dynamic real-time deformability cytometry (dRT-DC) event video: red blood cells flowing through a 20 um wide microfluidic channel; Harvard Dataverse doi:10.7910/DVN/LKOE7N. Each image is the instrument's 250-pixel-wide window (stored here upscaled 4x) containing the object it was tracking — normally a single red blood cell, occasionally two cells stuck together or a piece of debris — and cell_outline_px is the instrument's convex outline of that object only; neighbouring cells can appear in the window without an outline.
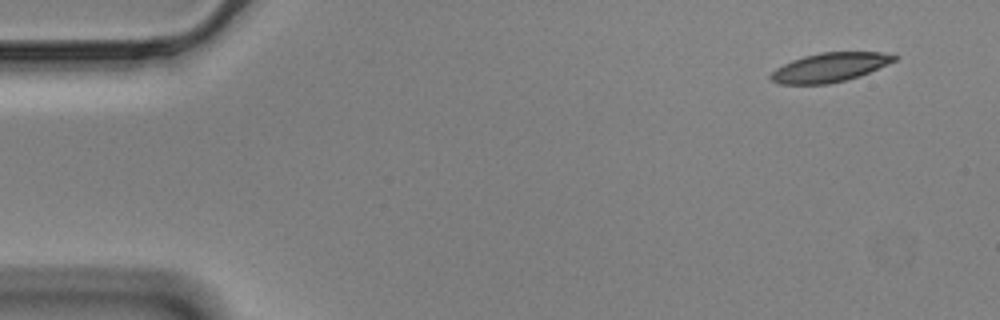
{"species": "Egyptian fruit bat (a non-hibernating species)", "species_latin": "Rousettus aegyptiacus", "temperature_condition": "cold", "stored_images_in_passage": 17, "camera_frame_rate_fps": 3000, "um_per_image_px": 0.085, "animal": {"sex": "male"}, "frame": {"image": 1, "passage_image": 1, "time_ms": 0.0, "image_size_px": [1000, 320], "cell_outline_px": [[896, 60], [868, 72], [844, 80], [828, 84], [780, 84], [772, 80], [768, 76], [776, 68], [792, 60], [804, 56], [820, 52], [880, 52], [896, 56]], "centroid_in_image_um": [70.47, 5.72], "position_along_channel_um": 14.5, "area_um2": 20.52}}
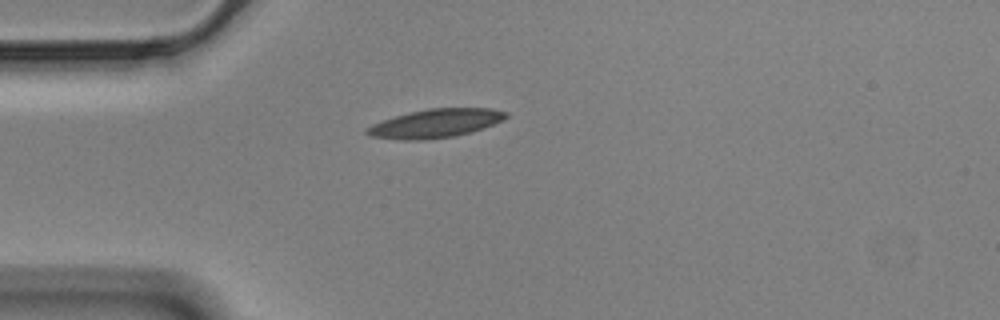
{"frame": {"image": 2, "passage_image": 12, "time_ms": 3.667, "image_size_px": [1000, 320], "cell_outline_px": [[508, 116], [504, 120], [468, 132], [452, 136], [424, 140], [400, 140], [372, 136], [364, 132], [364, 128], [372, 124], [408, 112], [428, 108], [492, 108], [508, 112]], "centroid_in_image_um": [36.99, 10.47], "position_along_channel_um": 48.0, "area_um2": 23.0}}
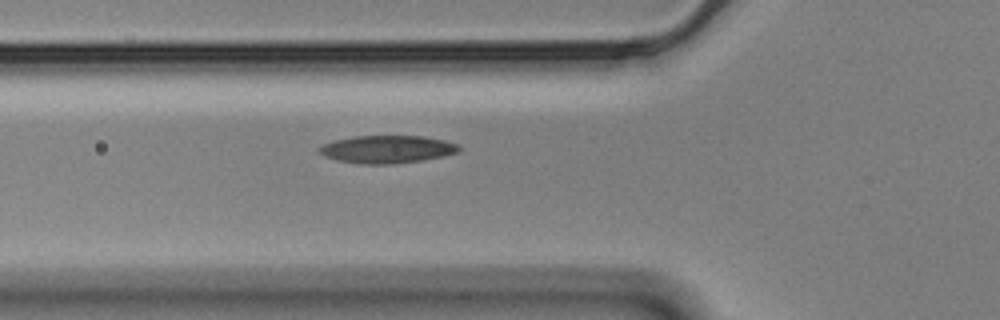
{"frame": {"image": 3, "passage_image": 17, "time_ms": 5.333, "image_size_px": [1000, 320], "cell_outline_px": [[460, 148], [456, 152], [444, 156], [424, 160], [392, 164], [360, 164], [336, 160], [324, 156], [316, 148], [332, 140], [356, 136], [424, 136], [444, 140], [456, 144]], "centroid_in_image_um": [32.86, 12.69], "position_along_channel_um": 92.9, "area_um2": 22.6}}